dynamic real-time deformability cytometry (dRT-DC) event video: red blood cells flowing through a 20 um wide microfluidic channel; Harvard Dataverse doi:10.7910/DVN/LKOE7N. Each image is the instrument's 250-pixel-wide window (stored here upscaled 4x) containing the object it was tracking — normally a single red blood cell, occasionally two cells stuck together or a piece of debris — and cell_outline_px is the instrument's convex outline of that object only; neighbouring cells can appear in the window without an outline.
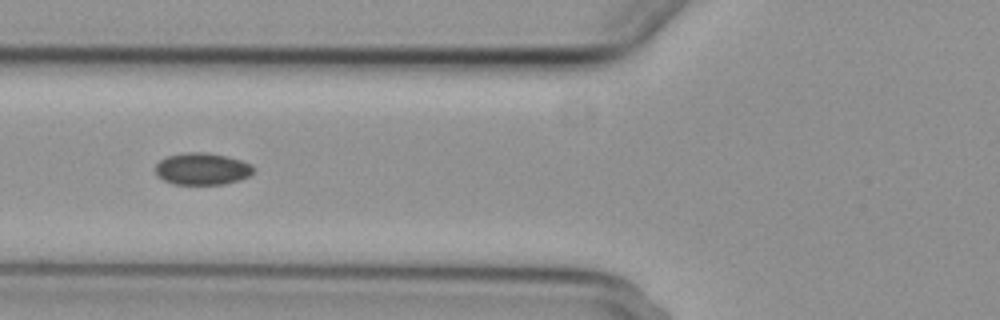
{"species": "common noctule bat (a hibernating species)", "species_latin": "Nyctalus noctula", "temperature_condition": "cold", "stored_images_in_passage": 4, "camera_frame_rate_fps": 3000, "um_per_image_px": 0.085, "animal": {"sex": "female", "body_mass_g": 29.2, "forearm_length_mm": 56.3}, "frame": {"image": 1, "passage_image": 3, "time_ms": 2.667, "image_size_px": [1000, 320], "cell_outline_px": [[252, 172], [248, 176], [240, 180], [224, 184], [172, 184], [156, 176], [156, 164], [160, 160], [168, 156], [188, 152], [208, 152], [240, 160], [252, 164]], "centroid_in_image_um": [17.16, 14.36], "position_along_channel_um": 108.6, "area_um2": 18.15}}